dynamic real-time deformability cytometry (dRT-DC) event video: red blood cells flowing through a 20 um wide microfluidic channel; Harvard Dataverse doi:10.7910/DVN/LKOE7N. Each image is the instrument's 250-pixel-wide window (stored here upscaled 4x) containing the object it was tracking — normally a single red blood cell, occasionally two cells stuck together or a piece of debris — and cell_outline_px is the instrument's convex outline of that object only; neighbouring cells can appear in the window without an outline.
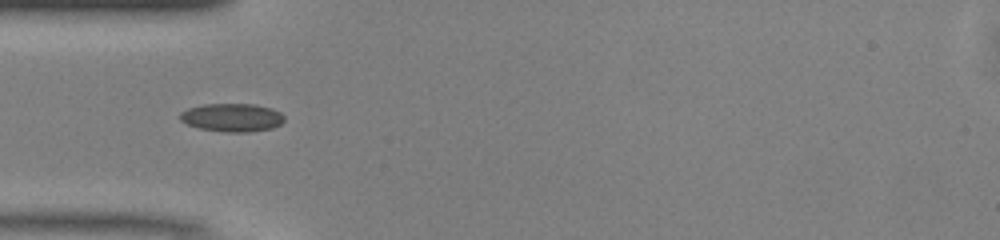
{"species": "common noctule bat (a hibernating species)", "species_latin": "Nyctalus noctula", "temperature_condition": "warm", "stored_images_in_passage": 9, "camera_frame_rate_fps": 3000, "um_per_image_px": 0.085, "animal": {"sex": "male", "body_mass_g": 13.0, "forearm_length_mm": 53.1}, "frame": {"image": 1, "passage_image": 1, "time_ms": 0.0, "image_size_px": [1000, 240], "cell_outline_px": [[284, 120], [280, 124], [272, 128], [248, 132], [224, 132], [200, 128], [188, 124], [180, 120], [180, 112], [188, 108], [204, 104], [256, 104], [272, 108], [280, 112], [284, 116]], "centroid_in_image_um": [19.74, 9.98], "position_along_channel_um": 65.3, "area_um2": 17.17}}